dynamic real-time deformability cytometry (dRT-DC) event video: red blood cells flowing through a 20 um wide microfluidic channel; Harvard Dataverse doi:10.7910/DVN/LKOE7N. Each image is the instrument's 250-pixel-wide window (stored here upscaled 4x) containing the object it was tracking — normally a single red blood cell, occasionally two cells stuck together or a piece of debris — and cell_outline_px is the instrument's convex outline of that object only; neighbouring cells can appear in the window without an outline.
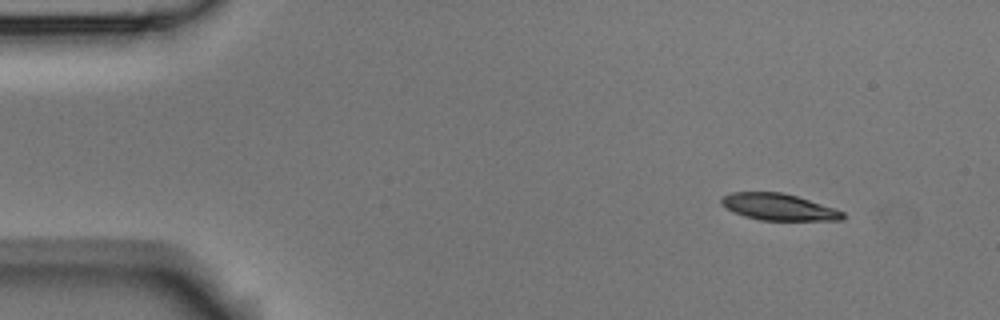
{"species": "Egyptian fruit bat (a non-hibernating species)", "species_latin": "Rousettus aegyptiacus", "temperature_condition": "room temperature", "stored_images_in_passage": 4, "segment_of_instrument_passage": [1, 2], "camera_frame_rate_fps": 3000, "um_per_image_px": 0.085, "animal": {"sex": "male"}, "frame": {"image": 1, "passage_image": 1, "time_ms": 0.0, "image_size_px": [1000, 320], "cell_outline_px": [[844, 220], [760, 220], [744, 216], [732, 212], [720, 204], [720, 196], [732, 192], [780, 192], [796, 196], [844, 212]], "centroid_in_image_um": [66.1, 17.59], "position_along_channel_um": 18.9, "area_um2": 18.73}}